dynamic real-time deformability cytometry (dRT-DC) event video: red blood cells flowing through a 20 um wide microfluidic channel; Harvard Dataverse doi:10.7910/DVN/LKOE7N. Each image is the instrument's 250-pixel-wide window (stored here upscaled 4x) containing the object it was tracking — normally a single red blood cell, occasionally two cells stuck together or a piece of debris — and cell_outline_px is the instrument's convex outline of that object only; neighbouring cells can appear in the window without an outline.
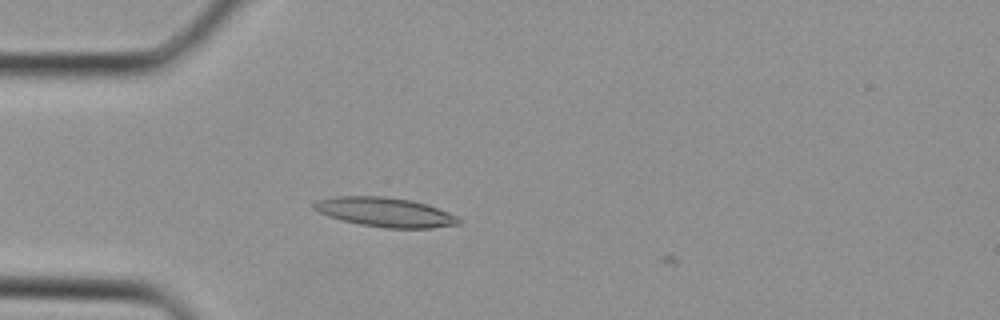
{"species": "Egyptian fruit bat (a non-hibernating species)", "species_latin": "Rousettus aegyptiacus", "temperature_condition": "cold", "stored_images_in_passage": 6, "camera_frame_rate_fps": 3000, "um_per_image_px": 0.085, "animal": {"sex": "female"}, "frame": {"image": 1, "passage_image": 2, "time_ms": 0.333, "image_size_px": [1000, 320], "cell_outline_px": [[460, 224], [432, 228], [388, 228], [360, 224], [328, 216], [312, 208], [312, 204], [316, 200], [336, 196], [384, 196], [412, 200], [436, 208], [456, 216], [460, 220]], "centroid_in_image_um": [32.7, 18.03], "position_along_channel_um": 52.3, "area_um2": 24.51}}
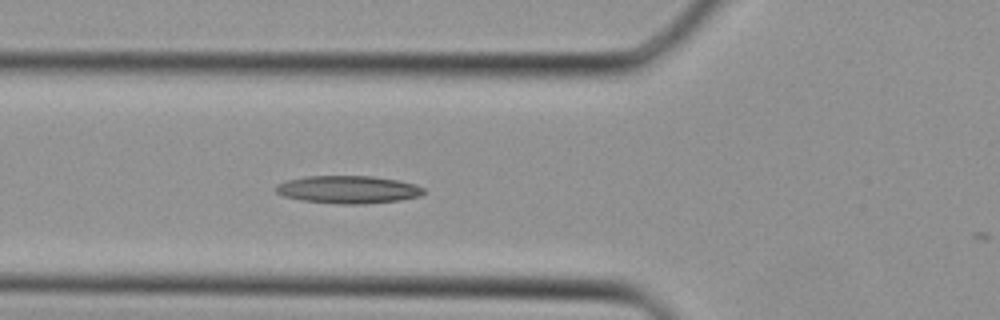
{"frame": {"image": 2, "passage_image": 5, "time_ms": 1.333, "image_size_px": [1000, 320], "cell_outline_px": [[424, 192], [420, 196], [400, 200], [364, 204], [340, 204], [300, 200], [284, 196], [276, 192], [276, 184], [288, 180], [304, 176], [372, 176], [396, 180], [416, 184], [424, 188]], "centroid_in_image_um": [29.59, 16.11], "position_along_channel_um": 96.2, "area_um2": 23.87}}